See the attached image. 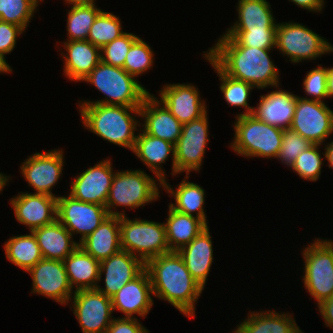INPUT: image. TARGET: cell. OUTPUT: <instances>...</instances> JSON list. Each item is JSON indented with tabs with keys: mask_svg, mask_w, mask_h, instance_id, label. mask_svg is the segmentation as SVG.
<instances>
[{
	"mask_svg": "<svg viewBox=\"0 0 333 333\" xmlns=\"http://www.w3.org/2000/svg\"><path fill=\"white\" fill-rule=\"evenodd\" d=\"M44 259L64 261L78 246L72 234L56 219L32 231Z\"/></svg>",
	"mask_w": 333,
	"mask_h": 333,
	"instance_id": "27",
	"label": "cell"
},
{
	"mask_svg": "<svg viewBox=\"0 0 333 333\" xmlns=\"http://www.w3.org/2000/svg\"><path fill=\"white\" fill-rule=\"evenodd\" d=\"M73 297V298H72ZM70 298L73 313L82 333H106L113 321V307L110 297L97 289L75 291Z\"/></svg>",
	"mask_w": 333,
	"mask_h": 333,
	"instance_id": "13",
	"label": "cell"
},
{
	"mask_svg": "<svg viewBox=\"0 0 333 333\" xmlns=\"http://www.w3.org/2000/svg\"><path fill=\"white\" fill-rule=\"evenodd\" d=\"M9 179H11L9 176L0 173V193H2L3 188L7 185Z\"/></svg>",
	"mask_w": 333,
	"mask_h": 333,
	"instance_id": "52",
	"label": "cell"
},
{
	"mask_svg": "<svg viewBox=\"0 0 333 333\" xmlns=\"http://www.w3.org/2000/svg\"><path fill=\"white\" fill-rule=\"evenodd\" d=\"M145 269V264L131 253L120 250L100 261V278L105 275V288L99 284L96 289L107 297H112L125 284L132 281Z\"/></svg>",
	"mask_w": 333,
	"mask_h": 333,
	"instance_id": "19",
	"label": "cell"
},
{
	"mask_svg": "<svg viewBox=\"0 0 333 333\" xmlns=\"http://www.w3.org/2000/svg\"><path fill=\"white\" fill-rule=\"evenodd\" d=\"M40 1L43 0H0V20L16 24L25 30Z\"/></svg>",
	"mask_w": 333,
	"mask_h": 333,
	"instance_id": "37",
	"label": "cell"
},
{
	"mask_svg": "<svg viewBox=\"0 0 333 333\" xmlns=\"http://www.w3.org/2000/svg\"><path fill=\"white\" fill-rule=\"evenodd\" d=\"M78 106L82 124L87 130L133 151L137 138L135 131L141 130L137 126L142 124L136 118L140 117V107L92 103H79Z\"/></svg>",
	"mask_w": 333,
	"mask_h": 333,
	"instance_id": "3",
	"label": "cell"
},
{
	"mask_svg": "<svg viewBox=\"0 0 333 333\" xmlns=\"http://www.w3.org/2000/svg\"><path fill=\"white\" fill-rule=\"evenodd\" d=\"M230 148L243 157L276 158L284 129L268 125L254 115H237Z\"/></svg>",
	"mask_w": 333,
	"mask_h": 333,
	"instance_id": "6",
	"label": "cell"
},
{
	"mask_svg": "<svg viewBox=\"0 0 333 333\" xmlns=\"http://www.w3.org/2000/svg\"><path fill=\"white\" fill-rule=\"evenodd\" d=\"M121 25L119 17L102 10L94 20L87 40L95 46L102 48L125 33Z\"/></svg>",
	"mask_w": 333,
	"mask_h": 333,
	"instance_id": "36",
	"label": "cell"
},
{
	"mask_svg": "<svg viewBox=\"0 0 333 333\" xmlns=\"http://www.w3.org/2000/svg\"><path fill=\"white\" fill-rule=\"evenodd\" d=\"M109 216L103 205L82 202L71 195L57 198V220L72 236L80 234L79 243Z\"/></svg>",
	"mask_w": 333,
	"mask_h": 333,
	"instance_id": "12",
	"label": "cell"
},
{
	"mask_svg": "<svg viewBox=\"0 0 333 333\" xmlns=\"http://www.w3.org/2000/svg\"><path fill=\"white\" fill-rule=\"evenodd\" d=\"M203 57L211 64L214 71L219 75L220 90L227 104L233 107H243L245 112L239 113L238 115H248L253 113L254 107L250 106L248 101L250 97V92L254 86L248 82L234 79L226 75L205 53Z\"/></svg>",
	"mask_w": 333,
	"mask_h": 333,
	"instance_id": "34",
	"label": "cell"
},
{
	"mask_svg": "<svg viewBox=\"0 0 333 333\" xmlns=\"http://www.w3.org/2000/svg\"><path fill=\"white\" fill-rule=\"evenodd\" d=\"M63 153L62 149L36 152L21 164V173L27 181L28 186L34 188L35 193L58 198V196L53 194L52 189L62 176L64 165Z\"/></svg>",
	"mask_w": 333,
	"mask_h": 333,
	"instance_id": "14",
	"label": "cell"
},
{
	"mask_svg": "<svg viewBox=\"0 0 333 333\" xmlns=\"http://www.w3.org/2000/svg\"><path fill=\"white\" fill-rule=\"evenodd\" d=\"M14 215L19 223L32 232L57 219V197L45 194L20 192L10 199Z\"/></svg>",
	"mask_w": 333,
	"mask_h": 333,
	"instance_id": "17",
	"label": "cell"
},
{
	"mask_svg": "<svg viewBox=\"0 0 333 333\" xmlns=\"http://www.w3.org/2000/svg\"><path fill=\"white\" fill-rule=\"evenodd\" d=\"M327 92L328 97H333V67L327 68Z\"/></svg>",
	"mask_w": 333,
	"mask_h": 333,
	"instance_id": "49",
	"label": "cell"
},
{
	"mask_svg": "<svg viewBox=\"0 0 333 333\" xmlns=\"http://www.w3.org/2000/svg\"><path fill=\"white\" fill-rule=\"evenodd\" d=\"M67 4L71 5H82V4H95L96 0H64Z\"/></svg>",
	"mask_w": 333,
	"mask_h": 333,
	"instance_id": "51",
	"label": "cell"
},
{
	"mask_svg": "<svg viewBox=\"0 0 333 333\" xmlns=\"http://www.w3.org/2000/svg\"><path fill=\"white\" fill-rule=\"evenodd\" d=\"M82 81L91 83L106 97L79 103L141 107L149 94V91L122 67L108 65L102 61Z\"/></svg>",
	"mask_w": 333,
	"mask_h": 333,
	"instance_id": "4",
	"label": "cell"
},
{
	"mask_svg": "<svg viewBox=\"0 0 333 333\" xmlns=\"http://www.w3.org/2000/svg\"><path fill=\"white\" fill-rule=\"evenodd\" d=\"M219 38L205 54L226 75L258 89H279L280 71L269 56L271 50L237 46L224 35Z\"/></svg>",
	"mask_w": 333,
	"mask_h": 333,
	"instance_id": "2",
	"label": "cell"
},
{
	"mask_svg": "<svg viewBox=\"0 0 333 333\" xmlns=\"http://www.w3.org/2000/svg\"><path fill=\"white\" fill-rule=\"evenodd\" d=\"M153 56L149 44L138 37L126 55L123 69L134 78L141 76L153 66Z\"/></svg>",
	"mask_w": 333,
	"mask_h": 333,
	"instance_id": "38",
	"label": "cell"
},
{
	"mask_svg": "<svg viewBox=\"0 0 333 333\" xmlns=\"http://www.w3.org/2000/svg\"><path fill=\"white\" fill-rule=\"evenodd\" d=\"M319 144H313L306 151H303L295 160L291 169L304 180L317 181L321 175L323 163L319 151Z\"/></svg>",
	"mask_w": 333,
	"mask_h": 333,
	"instance_id": "40",
	"label": "cell"
},
{
	"mask_svg": "<svg viewBox=\"0 0 333 333\" xmlns=\"http://www.w3.org/2000/svg\"><path fill=\"white\" fill-rule=\"evenodd\" d=\"M270 6L267 0H238V21L227 31L276 30Z\"/></svg>",
	"mask_w": 333,
	"mask_h": 333,
	"instance_id": "29",
	"label": "cell"
},
{
	"mask_svg": "<svg viewBox=\"0 0 333 333\" xmlns=\"http://www.w3.org/2000/svg\"><path fill=\"white\" fill-rule=\"evenodd\" d=\"M211 238L209 226H207L189 244L177 251L191 276L203 288L214 260Z\"/></svg>",
	"mask_w": 333,
	"mask_h": 333,
	"instance_id": "25",
	"label": "cell"
},
{
	"mask_svg": "<svg viewBox=\"0 0 333 333\" xmlns=\"http://www.w3.org/2000/svg\"><path fill=\"white\" fill-rule=\"evenodd\" d=\"M237 46L271 50L276 47V30L226 31Z\"/></svg>",
	"mask_w": 333,
	"mask_h": 333,
	"instance_id": "39",
	"label": "cell"
},
{
	"mask_svg": "<svg viewBox=\"0 0 333 333\" xmlns=\"http://www.w3.org/2000/svg\"><path fill=\"white\" fill-rule=\"evenodd\" d=\"M27 273L32 277L33 294L45 296L61 305L69 304L73 291L63 261L42 258Z\"/></svg>",
	"mask_w": 333,
	"mask_h": 333,
	"instance_id": "15",
	"label": "cell"
},
{
	"mask_svg": "<svg viewBox=\"0 0 333 333\" xmlns=\"http://www.w3.org/2000/svg\"><path fill=\"white\" fill-rule=\"evenodd\" d=\"M106 333H149L138 318H114Z\"/></svg>",
	"mask_w": 333,
	"mask_h": 333,
	"instance_id": "45",
	"label": "cell"
},
{
	"mask_svg": "<svg viewBox=\"0 0 333 333\" xmlns=\"http://www.w3.org/2000/svg\"><path fill=\"white\" fill-rule=\"evenodd\" d=\"M79 246L98 261L109 258L121 250L120 217H107Z\"/></svg>",
	"mask_w": 333,
	"mask_h": 333,
	"instance_id": "26",
	"label": "cell"
},
{
	"mask_svg": "<svg viewBox=\"0 0 333 333\" xmlns=\"http://www.w3.org/2000/svg\"><path fill=\"white\" fill-rule=\"evenodd\" d=\"M290 129L312 144L322 145L333 133V111L325 102L297 96Z\"/></svg>",
	"mask_w": 333,
	"mask_h": 333,
	"instance_id": "11",
	"label": "cell"
},
{
	"mask_svg": "<svg viewBox=\"0 0 333 333\" xmlns=\"http://www.w3.org/2000/svg\"><path fill=\"white\" fill-rule=\"evenodd\" d=\"M152 296L150 278L144 269L111 297L113 311L122 312L126 318H134V314L144 318L154 304Z\"/></svg>",
	"mask_w": 333,
	"mask_h": 333,
	"instance_id": "20",
	"label": "cell"
},
{
	"mask_svg": "<svg viewBox=\"0 0 333 333\" xmlns=\"http://www.w3.org/2000/svg\"><path fill=\"white\" fill-rule=\"evenodd\" d=\"M62 44L66 50V54L61 55L65 60L63 72L71 81H82L101 62V48L88 40Z\"/></svg>",
	"mask_w": 333,
	"mask_h": 333,
	"instance_id": "24",
	"label": "cell"
},
{
	"mask_svg": "<svg viewBox=\"0 0 333 333\" xmlns=\"http://www.w3.org/2000/svg\"><path fill=\"white\" fill-rule=\"evenodd\" d=\"M302 250L303 284L317 305L333 295V241L318 238Z\"/></svg>",
	"mask_w": 333,
	"mask_h": 333,
	"instance_id": "8",
	"label": "cell"
},
{
	"mask_svg": "<svg viewBox=\"0 0 333 333\" xmlns=\"http://www.w3.org/2000/svg\"><path fill=\"white\" fill-rule=\"evenodd\" d=\"M297 95L287 90H274L260 96V102L253 109L260 121L281 129H290L296 110Z\"/></svg>",
	"mask_w": 333,
	"mask_h": 333,
	"instance_id": "22",
	"label": "cell"
},
{
	"mask_svg": "<svg viewBox=\"0 0 333 333\" xmlns=\"http://www.w3.org/2000/svg\"><path fill=\"white\" fill-rule=\"evenodd\" d=\"M186 178L189 176L185 175L176 190L167 183V180L162 183L164 190L175 199V203H170L169 206L177 212L201 219L208 226L204 210L205 190L200 185L187 181Z\"/></svg>",
	"mask_w": 333,
	"mask_h": 333,
	"instance_id": "30",
	"label": "cell"
},
{
	"mask_svg": "<svg viewBox=\"0 0 333 333\" xmlns=\"http://www.w3.org/2000/svg\"><path fill=\"white\" fill-rule=\"evenodd\" d=\"M12 71L11 66L6 62L5 57L0 54V73H10Z\"/></svg>",
	"mask_w": 333,
	"mask_h": 333,
	"instance_id": "50",
	"label": "cell"
},
{
	"mask_svg": "<svg viewBox=\"0 0 333 333\" xmlns=\"http://www.w3.org/2000/svg\"><path fill=\"white\" fill-rule=\"evenodd\" d=\"M153 296L165 300L188 318H195V304L204 288L191 276L177 251L145 263Z\"/></svg>",
	"mask_w": 333,
	"mask_h": 333,
	"instance_id": "1",
	"label": "cell"
},
{
	"mask_svg": "<svg viewBox=\"0 0 333 333\" xmlns=\"http://www.w3.org/2000/svg\"><path fill=\"white\" fill-rule=\"evenodd\" d=\"M275 48L294 64L333 53V45L328 40L305 25L291 21L277 23Z\"/></svg>",
	"mask_w": 333,
	"mask_h": 333,
	"instance_id": "9",
	"label": "cell"
},
{
	"mask_svg": "<svg viewBox=\"0 0 333 333\" xmlns=\"http://www.w3.org/2000/svg\"><path fill=\"white\" fill-rule=\"evenodd\" d=\"M323 155L325 156V160L328 161V167L333 169V141H330L327 145H325Z\"/></svg>",
	"mask_w": 333,
	"mask_h": 333,
	"instance_id": "48",
	"label": "cell"
},
{
	"mask_svg": "<svg viewBox=\"0 0 333 333\" xmlns=\"http://www.w3.org/2000/svg\"><path fill=\"white\" fill-rule=\"evenodd\" d=\"M144 120L143 131L175 145L181 135L183 124L166 108L157 97L149 93L140 107Z\"/></svg>",
	"mask_w": 333,
	"mask_h": 333,
	"instance_id": "21",
	"label": "cell"
},
{
	"mask_svg": "<svg viewBox=\"0 0 333 333\" xmlns=\"http://www.w3.org/2000/svg\"><path fill=\"white\" fill-rule=\"evenodd\" d=\"M294 4L298 5L299 8L306 9L312 12H320L322 11L324 4V0H289Z\"/></svg>",
	"mask_w": 333,
	"mask_h": 333,
	"instance_id": "47",
	"label": "cell"
},
{
	"mask_svg": "<svg viewBox=\"0 0 333 333\" xmlns=\"http://www.w3.org/2000/svg\"><path fill=\"white\" fill-rule=\"evenodd\" d=\"M208 112L198 119L183 124L182 132L175 143V176L182 172L189 175L202 166L208 138Z\"/></svg>",
	"mask_w": 333,
	"mask_h": 333,
	"instance_id": "10",
	"label": "cell"
},
{
	"mask_svg": "<svg viewBox=\"0 0 333 333\" xmlns=\"http://www.w3.org/2000/svg\"><path fill=\"white\" fill-rule=\"evenodd\" d=\"M313 144L291 129H284L281 148L276 157L282 164L291 167L296 158Z\"/></svg>",
	"mask_w": 333,
	"mask_h": 333,
	"instance_id": "41",
	"label": "cell"
},
{
	"mask_svg": "<svg viewBox=\"0 0 333 333\" xmlns=\"http://www.w3.org/2000/svg\"><path fill=\"white\" fill-rule=\"evenodd\" d=\"M165 232L170 251H178L189 244L207 225L199 218L182 214L169 206Z\"/></svg>",
	"mask_w": 333,
	"mask_h": 333,
	"instance_id": "31",
	"label": "cell"
},
{
	"mask_svg": "<svg viewBox=\"0 0 333 333\" xmlns=\"http://www.w3.org/2000/svg\"><path fill=\"white\" fill-rule=\"evenodd\" d=\"M289 333H304L297 323L289 330Z\"/></svg>",
	"mask_w": 333,
	"mask_h": 333,
	"instance_id": "53",
	"label": "cell"
},
{
	"mask_svg": "<svg viewBox=\"0 0 333 333\" xmlns=\"http://www.w3.org/2000/svg\"><path fill=\"white\" fill-rule=\"evenodd\" d=\"M140 161L145 164L156 178L163 183L167 178L165 177V170L162 168L168 157L172 155V176H175V148L174 144L167 142L163 139L154 137L141 130L137 134L135 146L132 151Z\"/></svg>",
	"mask_w": 333,
	"mask_h": 333,
	"instance_id": "23",
	"label": "cell"
},
{
	"mask_svg": "<svg viewBox=\"0 0 333 333\" xmlns=\"http://www.w3.org/2000/svg\"><path fill=\"white\" fill-rule=\"evenodd\" d=\"M63 263L74 291L96 289L100 278V261L78 246Z\"/></svg>",
	"mask_w": 333,
	"mask_h": 333,
	"instance_id": "28",
	"label": "cell"
},
{
	"mask_svg": "<svg viewBox=\"0 0 333 333\" xmlns=\"http://www.w3.org/2000/svg\"><path fill=\"white\" fill-rule=\"evenodd\" d=\"M25 30L13 23L0 20V54H11L19 37Z\"/></svg>",
	"mask_w": 333,
	"mask_h": 333,
	"instance_id": "44",
	"label": "cell"
},
{
	"mask_svg": "<svg viewBox=\"0 0 333 333\" xmlns=\"http://www.w3.org/2000/svg\"><path fill=\"white\" fill-rule=\"evenodd\" d=\"M121 249L138 257L144 264L157 256L171 252L164 223L120 217Z\"/></svg>",
	"mask_w": 333,
	"mask_h": 333,
	"instance_id": "7",
	"label": "cell"
},
{
	"mask_svg": "<svg viewBox=\"0 0 333 333\" xmlns=\"http://www.w3.org/2000/svg\"><path fill=\"white\" fill-rule=\"evenodd\" d=\"M160 101L181 124L198 119L207 112L198 88L191 84H166L159 91Z\"/></svg>",
	"mask_w": 333,
	"mask_h": 333,
	"instance_id": "18",
	"label": "cell"
},
{
	"mask_svg": "<svg viewBox=\"0 0 333 333\" xmlns=\"http://www.w3.org/2000/svg\"><path fill=\"white\" fill-rule=\"evenodd\" d=\"M289 313L273 310L249 312L233 333H289L296 320Z\"/></svg>",
	"mask_w": 333,
	"mask_h": 333,
	"instance_id": "32",
	"label": "cell"
},
{
	"mask_svg": "<svg viewBox=\"0 0 333 333\" xmlns=\"http://www.w3.org/2000/svg\"><path fill=\"white\" fill-rule=\"evenodd\" d=\"M67 15V41L87 40L89 30L102 11L95 4L72 5Z\"/></svg>",
	"mask_w": 333,
	"mask_h": 333,
	"instance_id": "35",
	"label": "cell"
},
{
	"mask_svg": "<svg viewBox=\"0 0 333 333\" xmlns=\"http://www.w3.org/2000/svg\"><path fill=\"white\" fill-rule=\"evenodd\" d=\"M304 92L310 96L304 99L322 101L323 98H328L327 92V68L318 65L306 74L303 81Z\"/></svg>",
	"mask_w": 333,
	"mask_h": 333,
	"instance_id": "43",
	"label": "cell"
},
{
	"mask_svg": "<svg viewBox=\"0 0 333 333\" xmlns=\"http://www.w3.org/2000/svg\"><path fill=\"white\" fill-rule=\"evenodd\" d=\"M139 36L125 32L119 38L101 48V61L112 66L122 67L132 43Z\"/></svg>",
	"mask_w": 333,
	"mask_h": 333,
	"instance_id": "42",
	"label": "cell"
},
{
	"mask_svg": "<svg viewBox=\"0 0 333 333\" xmlns=\"http://www.w3.org/2000/svg\"><path fill=\"white\" fill-rule=\"evenodd\" d=\"M318 310L324 319L325 325L333 329V295L318 305Z\"/></svg>",
	"mask_w": 333,
	"mask_h": 333,
	"instance_id": "46",
	"label": "cell"
},
{
	"mask_svg": "<svg viewBox=\"0 0 333 333\" xmlns=\"http://www.w3.org/2000/svg\"><path fill=\"white\" fill-rule=\"evenodd\" d=\"M110 159L98 162L93 167L74 177L69 195L82 202L105 206L115 172Z\"/></svg>",
	"mask_w": 333,
	"mask_h": 333,
	"instance_id": "16",
	"label": "cell"
},
{
	"mask_svg": "<svg viewBox=\"0 0 333 333\" xmlns=\"http://www.w3.org/2000/svg\"><path fill=\"white\" fill-rule=\"evenodd\" d=\"M158 184L162 185L156 177L153 179L140 169L115 172L105 204L108 214L125 216L124 209L118 212L116 207L135 209L155 202L160 197Z\"/></svg>",
	"mask_w": 333,
	"mask_h": 333,
	"instance_id": "5",
	"label": "cell"
},
{
	"mask_svg": "<svg viewBox=\"0 0 333 333\" xmlns=\"http://www.w3.org/2000/svg\"><path fill=\"white\" fill-rule=\"evenodd\" d=\"M6 258L12 264L27 272L43 256L33 232L26 235L12 236L4 244Z\"/></svg>",
	"mask_w": 333,
	"mask_h": 333,
	"instance_id": "33",
	"label": "cell"
}]
</instances>
